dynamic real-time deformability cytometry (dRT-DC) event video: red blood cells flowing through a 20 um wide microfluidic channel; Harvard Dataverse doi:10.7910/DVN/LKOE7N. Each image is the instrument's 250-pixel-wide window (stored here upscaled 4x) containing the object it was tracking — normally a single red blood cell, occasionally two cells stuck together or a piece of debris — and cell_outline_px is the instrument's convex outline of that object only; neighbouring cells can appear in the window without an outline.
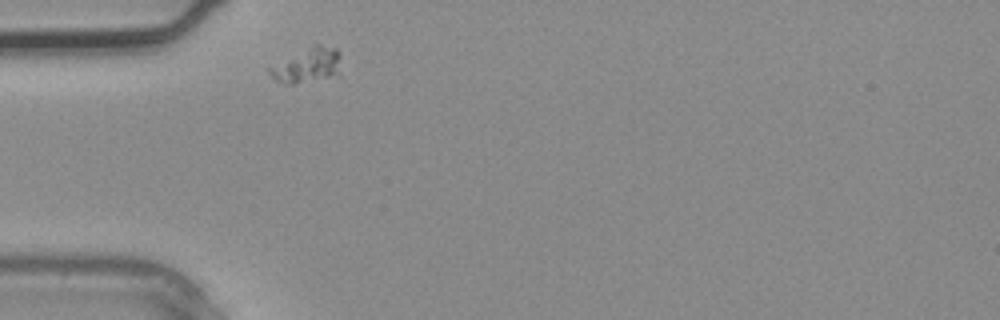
{"species": "common noctule bat (a hibernating species)", "species_latin": "Nyctalus noctula", "temperature_condition": "warm", "stored_images_in_passage": 1, "camera_frame_rate_fps": 3000, "um_per_image_px": 0.085, "animal": {"sex": "male", "body_mass_g": 20.4}, "frame": {"image": 1, "passage_image": 1, "time_ms": 0.0, "image_size_px": [1000, 320], "cell_outline_px": [[340, 56], [332, 72], [328, 76], [292, 84], [280, 84], [268, 72], [268, 68], [312, 44], [320, 44], [336, 48], [340, 52]], "centroid_in_image_um": [26.02, 5.51], "position_along_channel_um": 59.0, "area_um2": 13.58}}